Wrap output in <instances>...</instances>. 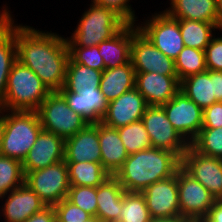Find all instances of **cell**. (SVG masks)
<instances>
[{
	"label": "cell",
	"mask_w": 222,
	"mask_h": 222,
	"mask_svg": "<svg viewBox=\"0 0 222 222\" xmlns=\"http://www.w3.org/2000/svg\"><path fill=\"white\" fill-rule=\"evenodd\" d=\"M17 60L29 67L49 88L59 91L65 83L69 49L59 34L15 25Z\"/></svg>",
	"instance_id": "obj_1"
},
{
	"label": "cell",
	"mask_w": 222,
	"mask_h": 222,
	"mask_svg": "<svg viewBox=\"0 0 222 222\" xmlns=\"http://www.w3.org/2000/svg\"><path fill=\"white\" fill-rule=\"evenodd\" d=\"M181 159L173 152L148 148L128 155L114 177L128 192H142L149 185L176 174Z\"/></svg>",
	"instance_id": "obj_2"
},
{
	"label": "cell",
	"mask_w": 222,
	"mask_h": 222,
	"mask_svg": "<svg viewBox=\"0 0 222 222\" xmlns=\"http://www.w3.org/2000/svg\"><path fill=\"white\" fill-rule=\"evenodd\" d=\"M50 93L49 88L29 67L16 60L8 76L0 110L37 111Z\"/></svg>",
	"instance_id": "obj_3"
},
{
	"label": "cell",
	"mask_w": 222,
	"mask_h": 222,
	"mask_svg": "<svg viewBox=\"0 0 222 222\" xmlns=\"http://www.w3.org/2000/svg\"><path fill=\"white\" fill-rule=\"evenodd\" d=\"M82 15L78 26L70 38H66L68 46L91 47L111 39L127 23L114 11L97 4Z\"/></svg>",
	"instance_id": "obj_4"
},
{
	"label": "cell",
	"mask_w": 222,
	"mask_h": 222,
	"mask_svg": "<svg viewBox=\"0 0 222 222\" xmlns=\"http://www.w3.org/2000/svg\"><path fill=\"white\" fill-rule=\"evenodd\" d=\"M5 111L0 155L23 162L42 130L39 115L37 111Z\"/></svg>",
	"instance_id": "obj_5"
},
{
	"label": "cell",
	"mask_w": 222,
	"mask_h": 222,
	"mask_svg": "<svg viewBox=\"0 0 222 222\" xmlns=\"http://www.w3.org/2000/svg\"><path fill=\"white\" fill-rule=\"evenodd\" d=\"M37 113L43 130L59 135L65 140L89 124L82 116L70 109L58 91H53L46 97Z\"/></svg>",
	"instance_id": "obj_6"
},
{
	"label": "cell",
	"mask_w": 222,
	"mask_h": 222,
	"mask_svg": "<svg viewBox=\"0 0 222 222\" xmlns=\"http://www.w3.org/2000/svg\"><path fill=\"white\" fill-rule=\"evenodd\" d=\"M25 183L47 206H54L67 198L70 189L68 166L65 160L33 170L25 175Z\"/></svg>",
	"instance_id": "obj_7"
},
{
	"label": "cell",
	"mask_w": 222,
	"mask_h": 222,
	"mask_svg": "<svg viewBox=\"0 0 222 222\" xmlns=\"http://www.w3.org/2000/svg\"><path fill=\"white\" fill-rule=\"evenodd\" d=\"M145 22L141 26L138 24V30L163 54L175 60L184 48L179 20L164 10Z\"/></svg>",
	"instance_id": "obj_8"
},
{
	"label": "cell",
	"mask_w": 222,
	"mask_h": 222,
	"mask_svg": "<svg viewBox=\"0 0 222 222\" xmlns=\"http://www.w3.org/2000/svg\"><path fill=\"white\" fill-rule=\"evenodd\" d=\"M177 185L180 215L190 222H200L217 200L181 166L177 170Z\"/></svg>",
	"instance_id": "obj_9"
},
{
	"label": "cell",
	"mask_w": 222,
	"mask_h": 222,
	"mask_svg": "<svg viewBox=\"0 0 222 222\" xmlns=\"http://www.w3.org/2000/svg\"><path fill=\"white\" fill-rule=\"evenodd\" d=\"M142 121L152 147L171 151L182 158L190 144L175 130L162 106H148Z\"/></svg>",
	"instance_id": "obj_10"
},
{
	"label": "cell",
	"mask_w": 222,
	"mask_h": 222,
	"mask_svg": "<svg viewBox=\"0 0 222 222\" xmlns=\"http://www.w3.org/2000/svg\"><path fill=\"white\" fill-rule=\"evenodd\" d=\"M162 107L175 130L191 144L202 129L203 110L181 90Z\"/></svg>",
	"instance_id": "obj_11"
},
{
	"label": "cell",
	"mask_w": 222,
	"mask_h": 222,
	"mask_svg": "<svg viewBox=\"0 0 222 222\" xmlns=\"http://www.w3.org/2000/svg\"><path fill=\"white\" fill-rule=\"evenodd\" d=\"M181 167L200 182L216 200H222V159L197 152L191 145L181 158Z\"/></svg>",
	"instance_id": "obj_12"
},
{
	"label": "cell",
	"mask_w": 222,
	"mask_h": 222,
	"mask_svg": "<svg viewBox=\"0 0 222 222\" xmlns=\"http://www.w3.org/2000/svg\"><path fill=\"white\" fill-rule=\"evenodd\" d=\"M131 62L135 72L177 75L175 60L167 57L157 49L138 30L137 24H132Z\"/></svg>",
	"instance_id": "obj_13"
},
{
	"label": "cell",
	"mask_w": 222,
	"mask_h": 222,
	"mask_svg": "<svg viewBox=\"0 0 222 222\" xmlns=\"http://www.w3.org/2000/svg\"><path fill=\"white\" fill-rule=\"evenodd\" d=\"M152 218H169L180 215L177 171L172 177L155 182L141 192Z\"/></svg>",
	"instance_id": "obj_14"
},
{
	"label": "cell",
	"mask_w": 222,
	"mask_h": 222,
	"mask_svg": "<svg viewBox=\"0 0 222 222\" xmlns=\"http://www.w3.org/2000/svg\"><path fill=\"white\" fill-rule=\"evenodd\" d=\"M148 107L143 95L134 87L117 99L108 102L107 111L101 122L113 128H120L142 120Z\"/></svg>",
	"instance_id": "obj_15"
},
{
	"label": "cell",
	"mask_w": 222,
	"mask_h": 222,
	"mask_svg": "<svg viewBox=\"0 0 222 222\" xmlns=\"http://www.w3.org/2000/svg\"><path fill=\"white\" fill-rule=\"evenodd\" d=\"M64 155L65 139L42 129L22 162L24 174L60 162Z\"/></svg>",
	"instance_id": "obj_16"
},
{
	"label": "cell",
	"mask_w": 222,
	"mask_h": 222,
	"mask_svg": "<svg viewBox=\"0 0 222 222\" xmlns=\"http://www.w3.org/2000/svg\"><path fill=\"white\" fill-rule=\"evenodd\" d=\"M135 88L143 95L148 106H162L180 90L177 75L155 72H135Z\"/></svg>",
	"instance_id": "obj_17"
},
{
	"label": "cell",
	"mask_w": 222,
	"mask_h": 222,
	"mask_svg": "<svg viewBox=\"0 0 222 222\" xmlns=\"http://www.w3.org/2000/svg\"><path fill=\"white\" fill-rule=\"evenodd\" d=\"M70 109L82 116L88 123H99L107 111L108 101L100 88H83L72 92L62 87L58 91Z\"/></svg>",
	"instance_id": "obj_18"
},
{
	"label": "cell",
	"mask_w": 222,
	"mask_h": 222,
	"mask_svg": "<svg viewBox=\"0 0 222 222\" xmlns=\"http://www.w3.org/2000/svg\"><path fill=\"white\" fill-rule=\"evenodd\" d=\"M65 162L101 163L99 123H89L65 140Z\"/></svg>",
	"instance_id": "obj_19"
},
{
	"label": "cell",
	"mask_w": 222,
	"mask_h": 222,
	"mask_svg": "<svg viewBox=\"0 0 222 222\" xmlns=\"http://www.w3.org/2000/svg\"><path fill=\"white\" fill-rule=\"evenodd\" d=\"M5 197L7 199L1 210L5 222H24L47 206L26 183L1 198Z\"/></svg>",
	"instance_id": "obj_20"
},
{
	"label": "cell",
	"mask_w": 222,
	"mask_h": 222,
	"mask_svg": "<svg viewBox=\"0 0 222 222\" xmlns=\"http://www.w3.org/2000/svg\"><path fill=\"white\" fill-rule=\"evenodd\" d=\"M17 60L15 23L8 8L0 11V104L7 87L8 76L13 63Z\"/></svg>",
	"instance_id": "obj_21"
},
{
	"label": "cell",
	"mask_w": 222,
	"mask_h": 222,
	"mask_svg": "<svg viewBox=\"0 0 222 222\" xmlns=\"http://www.w3.org/2000/svg\"><path fill=\"white\" fill-rule=\"evenodd\" d=\"M99 144L101 164L111 176H114L129 155L117 129L99 122Z\"/></svg>",
	"instance_id": "obj_22"
},
{
	"label": "cell",
	"mask_w": 222,
	"mask_h": 222,
	"mask_svg": "<svg viewBox=\"0 0 222 222\" xmlns=\"http://www.w3.org/2000/svg\"><path fill=\"white\" fill-rule=\"evenodd\" d=\"M125 190L114 177H108L97 187L96 217L101 222H118Z\"/></svg>",
	"instance_id": "obj_23"
},
{
	"label": "cell",
	"mask_w": 222,
	"mask_h": 222,
	"mask_svg": "<svg viewBox=\"0 0 222 222\" xmlns=\"http://www.w3.org/2000/svg\"><path fill=\"white\" fill-rule=\"evenodd\" d=\"M132 24H127L111 39L98 45L105 69L122 66L131 61Z\"/></svg>",
	"instance_id": "obj_24"
},
{
	"label": "cell",
	"mask_w": 222,
	"mask_h": 222,
	"mask_svg": "<svg viewBox=\"0 0 222 222\" xmlns=\"http://www.w3.org/2000/svg\"><path fill=\"white\" fill-rule=\"evenodd\" d=\"M135 70L132 62L102 72L100 91L110 102L135 87Z\"/></svg>",
	"instance_id": "obj_25"
},
{
	"label": "cell",
	"mask_w": 222,
	"mask_h": 222,
	"mask_svg": "<svg viewBox=\"0 0 222 222\" xmlns=\"http://www.w3.org/2000/svg\"><path fill=\"white\" fill-rule=\"evenodd\" d=\"M165 11L175 19H188L217 24L216 0H170Z\"/></svg>",
	"instance_id": "obj_26"
},
{
	"label": "cell",
	"mask_w": 222,
	"mask_h": 222,
	"mask_svg": "<svg viewBox=\"0 0 222 222\" xmlns=\"http://www.w3.org/2000/svg\"><path fill=\"white\" fill-rule=\"evenodd\" d=\"M180 90L204 110L217 102L214 95V71L207 70L184 78Z\"/></svg>",
	"instance_id": "obj_27"
},
{
	"label": "cell",
	"mask_w": 222,
	"mask_h": 222,
	"mask_svg": "<svg viewBox=\"0 0 222 222\" xmlns=\"http://www.w3.org/2000/svg\"><path fill=\"white\" fill-rule=\"evenodd\" d=\"M70 186L98 187L111 175L101 163L66 162Z\"/></svg>",
	"instance_id": "obj_28"
},
{
	"label": "cell",
	"mask_w": 222,
	"mask_h": 222,
	"mask_svg": "<svg viewBox=\"0 0 222 222\" xmlns=\"http://www.w3.org/2000/svg\"><path fill=\"white\" fill-rule=\"evenodd\" d=\"M184 46L205 51L213 37L212 30L220 29L215 23L178 19Z\"/></svg>",
	"instance_id": "obj_29"
},
{
	"label": "cell",
	"mask_w": 222,
	"mask_h": 222,
	"mask_svg": "<svg viewBox=\"0 0 222 222\" xmlns=\"http://www.w3.org/2000/svg\"><path fill=\"white\" fill-rule=\"evenodd\" d=\"M103 71L75 63L69 59L64 88L76 92L83 88H99Z\"/></svg>",
	"instance_id": "obj_30"
},
{
	"label": "cell",
	"mask_w": 222,
	"mask_h": 222,
	"mask_svg": "<svg viewBox=\"0 0 222 222\" xmlns=\"http://www.w3.org/2000/svg\"><path fill=\"white\" fill-rule=\"evenodd\" d=\"M118 222H150L152 217L141 192L125 191Z\"/></svg>",
	"instance_id": "obj_31"
},
{
	"label": "cell",
	"mask_w": 222,
	"mask_h": 222,
	"mask_svg": "<svg viewBox=\"0 0 222 222\" xmlns=\"http://www.w3.org/2000/svg\"><path fill=\"white\" fill-rule=\"evenodd\" d=\"M177 77L184 78L207 71L205 51L184 46L175 59Z\"/></svg>",
	"instance_id": "obj_32"
},
{
	"label": "cell",
	"mask_w": 222,
	"mask_h": 222,
	"mask_svg": "<svg viewBox=\"0 0 222 222\" xmlns=\"http://www.w3.org/2000/svg\"><path fill=\"white\" fill-rule=\"evenodd\" d=\"M117 131L129 155L152 147L142 120L120 127Z\"/></svg>",
	"instance_id": "obj_33"
},
{
	"label": "cell",
	"mask_w": 222,
	"mask_h": 222,
	"mask_svg": "<svg viewBox=\"0 0 222 222\" xmlns=\"http://www.w3.org/2000/svg\"><path fill=\"white\" fill-rule=\"evenodd\" d=\"M25 183L22 162L0 155V199Z\"/></svg>",
	"instance_id": "obj_34"
},
{
	"label": "cell",
	"mask_w": 222,
	"mask_h": 222,
	"mask_svg": "<svg viewBox=\"0 0 222 222\" xmlns=\"http://www.w3.org/2000/svg\"><path fill=\"white\" fill-rule=\"evenodd\" d=\"M190 145L203 155L222 159V127L202 128Z\"/></svg>",
	"instance_id": "obj_35"
},
{
	"label": "cell",
	"mask_w": 222,
	"mask_h": 222,
	"mask_svg": "<svg viewBox=\"0 0 222 222\" xmlns=\"http://www.w3.org/2000/svg\"><path fill=\"white\" fill-rule=\"evenodd\" d=\"M66 199L91 216L96 217L97 187L70 186Z\"/></svg>",
	"instance_id": "obj_36"
},
{
	"label": "cell",
	"mask_w": 222,
	"mask_h": 222,
	"mask_svg": "<svg viewBox=\"0 0 222 222\" xmlns=\"http://www.w3.org/2000/svg\"><path fill=\"white\" fill-rule=\"evenodd\" d=\"M68 49L69 57L75 63L85 65L98 71H103L105 69L104 61L99 53L98 46H68Z\"/></svg>",
	"instance_id": "obj_37"
},
{
	"label": "cell",
	"mask_w": 222,
	"mask_h": 222,
	"mask_svg": "<svg viewBox=\"0 0 222 222\" xmlns=\"http://www.w3.org/2000/svg\"><path fill=\"white\" fill-rule=\"evenodd\" d=\"M54 209L57 222H83L91 217L89 213L75 206L67 199H63L61 202L55 204Z\"/></svg>",
	"instance_id": "obj_38"
},
{
	"label": "cell",
	"mask_w": 222,
	"mask_h": 222,
	"mask_svg": "<svg viewBox=\"0 0 222 222\" xmlns=\"http://www.w3.org/2000/svg\"><path fill=\"white\" fill-rule=\"evenodd\" d=\"M93 4L104 6L118 14L127 24H135V12L129 5L130 0H92Z\"/></svg>",
	"instance_id": "obj_39"
},
{
	"label": "cell",
	"mask_w": 222,
	"mask_h": 222,
	"mask_svg": "<svg viewBox=\"0 0 222 222\" xmlns=\"http://www.w3.org/2000/svg\"><path fill=\"white\" fill-rule=\"evenodd\" d=\"M205 59L207 70L222 72V37L211 38L209 45L205 48Z\"/></svg>",
	"instance_id": "obj_40"
},
{
	"label": "cell",
	"mask_w": 222,
	"mask_h": 222,
	"mask_svg": "<svg viewBox=\"0 0 222 222\" xmlns=\"http://www.w3.org/2000/svg\"><path fill=\"white\" fill-rule=\"evenodd\" d=\"M222 127V102L218 101L203 110L202 128Z\"/></svg>",
	"instance_id": "obj_41"
},
{
	"label": "cell",
	"mask_w": 222,
	"mask_h": 222,
	"mask_svg": "<svg viewBox=\"0 0 222 222\" xmlns=\"http://www.w3.org/2000/svg\"><path fill=\"white\" fill-rule=\"evenodd\" d=\"M24 222H57L54 206H46Z\"/></svg>",
	"instance_id": "obj_42"
},
{
	"label": "cell",
	"mask_w": 222,
	"mask_h": 222,
	"mask_svg": "<svg viewBox=\"0 0 222 222\" xmlns=\"http://www.w3.org/2000/svg\"><path fill=\"white\" fill-rule=\"evenodd\" d=\"M200 222H222V200H217Z\"/></svg>",
	"instance_id": "obj_43"
},
{
	"label": "cell",
	"mask_w": 222,
	"mask_h": 222,
	"mask_svg": "<svg viewBox=\"0 0 222 222\" xmlns=\"http://www.w3.org/2000/svg\"><path fill=\"white\" fill-rule=\"evenodd\" d=\"M214 95L216 101L222 102V72L214 71Z\"/></svg>",
	"instance_id": "obj_44"
},
{
	"label": "cell",
	"mask_w": 222,
	"mask_h": 222,
	"mask_svg": "<svg viewBox=\"0 0 222 222\" xmlns=\"http://www.w3.org/2000/svg\"><path fill=\"white\" fill-rule=\"evenodd\" d=\"M150 222H190V221L185 217L175 216L169 218H152Z\"/></svg>",
	"instance_id": "obj_45"
},
{
	"label": "cell",
	"mask_w": 222,
	"mask_h": 222,
	"mask_svg": "<svg viewBox=\"0 0 222 222\" xmlns=\"http://www.w3.org/2000/svg\"><path fill=\"white\" fill-rule=\"evenodd\" d=\"M5 110H0V148L4 136V131H5ZM2 114V115H1Z\"/></svg>",
	"instance_id": "obj_46"
},
{
	"label": "cell",
	"mask_w": 222,
	"mask_h": 222,
	"mask_svg": "<svg viewBox=\"0 0 222 222\" xmlns=\"http://www.w3.org/2000/svg\"><path fill=\"white\" fill-rule=\"evenodd\" d=\"M217 6V26L222 29V0H216Z\"/></svg>",
	"instance_id": "obj_47"
},
{
	"label": "cell",
	"mask_w": 222,
	"mask_h": 222,
	"mask_svg": "<svg viewBox=\"0 0 222 222\" xmlns=\"http://www.w3.org/2000/svg\"><path fill=\"white\" fill-rule=\"evenodd\" d=\"M83 222H101V221L97 217L91 216L90 218H88L86 221Z\"/></svg>",
	"instance_id": "obj_48"
}]
</instances>
